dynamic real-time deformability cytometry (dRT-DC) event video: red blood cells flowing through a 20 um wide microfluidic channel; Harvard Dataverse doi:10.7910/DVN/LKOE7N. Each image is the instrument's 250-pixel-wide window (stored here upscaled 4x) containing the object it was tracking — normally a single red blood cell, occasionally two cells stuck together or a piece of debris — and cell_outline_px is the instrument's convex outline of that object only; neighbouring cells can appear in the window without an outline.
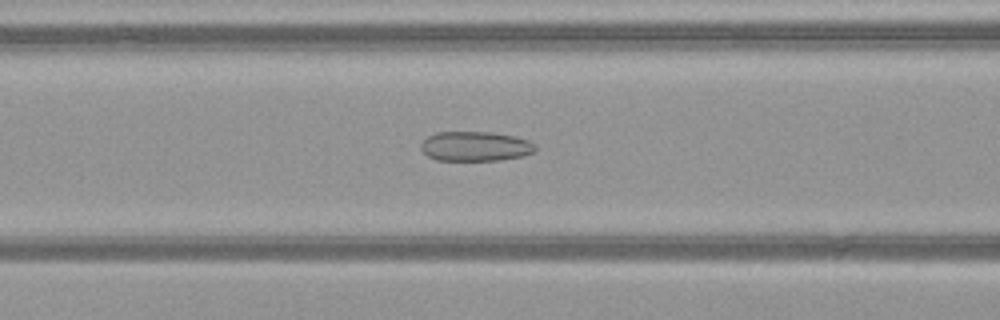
{"species": "common noctule bat (a hibernating species)", "species_latin": "Nyctalus noctula", "temperature_condition": "warm", "stored_images_in_passage": 50, "camera_frame_rate_fps": 3000, "um_per_image_px": 0.085, "animal": {"sex": "female", "body_mass_g": 21.9}, "frame": {"image": 1, "passage_image": 21, "time_ms": 6.667, "image_size_px": [1000, 320], "cell_outline_px": [[536, 148], [532, 152], [524, 156], [500, 160], [436, 160], [428, 156], [420, 148], [420, 144], [428, 136], [436, 132], [492, 132], [516, 136], [528, 140], [536, 144]], "centroid_in_image_um": [40.41, 12.43], "position_along_channel_um": 126.2, "area_um2": 19.88}}
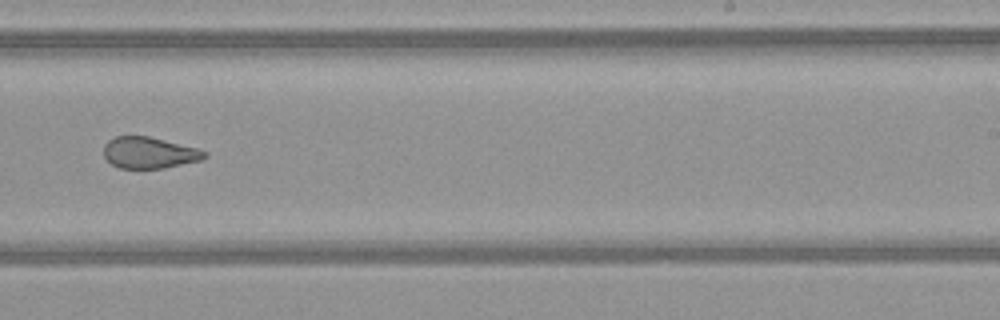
{"frame": {"image": 2, "passage_image": 32, "time_ms": 10.333, "image_size_px": [1000, 320], "cell_outline_px": [[208, 156], [204, 160], [164, 168], [120, 168], [112, 164], [104, 156], [104, 144], [108, 140], [116, 136], [148, 136], [200, 148], [208, 152]], "centroid_in_image_um": [12.75, 12.98], "position_along_channel_um": 276.3, "area_um2": 18.67}}
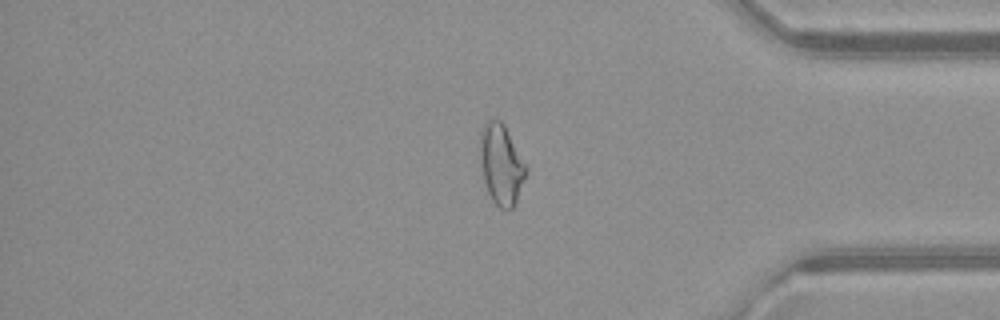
{"frame": {"image": 3, "passage_image": 42, "time_ms": 13.667, "image_size_px": [1000, 320], "cell_outline_px": [[528, 172], [516, 200], [512, 208], [500, 208], [492, 200], [488, 192], [484, 180], [480, 156], [480, 128], [488, 120], [500, 120], [504, 124], [528, 168]], "centroid_in_image_um": [42.61, 13.95], "position_along_channel_um": 392.6, "area_um2": 21.33}, "authors_computed_cell_mechanics": {"area_um2": 22.5998, "velocity_mm_per_s": 4.0925, "shape_relaxation_time_tau1_ms": null, "shape_relaxation_time_tau2_ms": 1.6072, "deformation_change_tau1": null, "deformation_change_tau2": 0.0897}}